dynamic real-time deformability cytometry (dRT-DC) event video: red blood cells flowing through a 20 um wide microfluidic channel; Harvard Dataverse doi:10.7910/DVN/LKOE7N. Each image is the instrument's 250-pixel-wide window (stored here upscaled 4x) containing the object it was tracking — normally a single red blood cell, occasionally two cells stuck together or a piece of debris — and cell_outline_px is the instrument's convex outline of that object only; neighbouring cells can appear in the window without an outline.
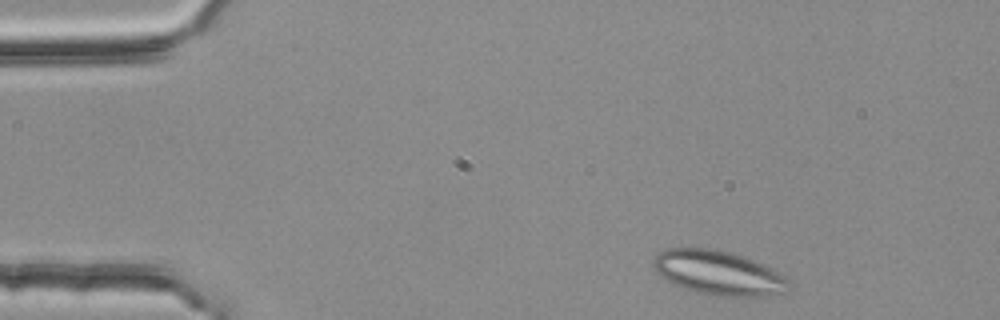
{"species": "common noctule bat (a hibernating species)", "species_latin": "Nyctalus noctula", "temperature_condition": "room temperature", "stored_images_in_passage": 2, "camera_frame_rate_fps": 3000, "um_per_image_px": 0.085, "animal": {"sex": "female", "body_mass_g": 25.1}, "frame": {"image": 1, "passage_image": 1, "time_ms": 0.0, "image_size_px": [1000, 320], "cell_outline_px": [[792, 288], [788, 292], [760, 296], [716, 296], [696, 292], [672, 284], [660, 276], [656, 272], [652, 264], [652, 260], [660, 252], [668, 248], [712, 248], [732, 252], [772, 268], [780, 272], [792, 284]], "centroid_in_image_um": [61.08, 23.2], "position_along_channel_um": 23.9, "area_um2": 35.26}}